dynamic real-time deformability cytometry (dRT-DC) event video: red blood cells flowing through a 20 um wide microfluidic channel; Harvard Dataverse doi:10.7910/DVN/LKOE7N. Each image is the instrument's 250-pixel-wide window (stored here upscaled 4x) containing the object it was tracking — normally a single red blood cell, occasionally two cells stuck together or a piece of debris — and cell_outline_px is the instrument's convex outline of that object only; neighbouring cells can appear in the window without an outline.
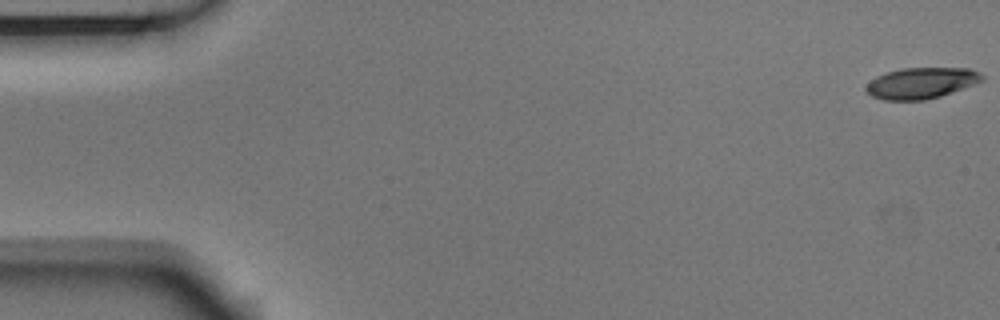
{"species": "Egyptian fruit bat (a non-hibernating species)", "species_latin": "Rousettus aegyptiacus", "temperature_condition": "room temperature", "stored_images_in_passage": 54, "camera_frame_rate_fps": 3000, "um_per_image_px": 0.085, "animal": {"sex": "male"}, "frame": {"image": 1, "passage_image": 1, "time_ms": 0.0, "image_size_px": [1000, 320], "cell_outline_px": [[984, 80], [940, 96], [924, 100], [884, 100], [872, 96], [864, 88], [876, 76], [900, 68], [968, 68], [980, 72], [984, 76]], "centroid_in_image_um": [78.31, 7.05], "position_along_channel_um": 6.7, "area_um2": 20.81}}
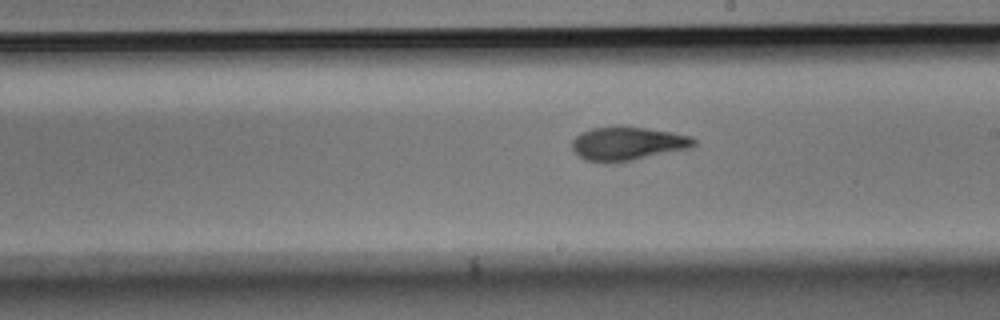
{"frame": {"image": 2, "passage_image": 31, "time_ms": 10.0, "image_size_px": [1000, 320], "cell_outline_px": [[696, 144], [692, 148], [632, 160], [604, 164], [584, 160], [572, 148], [572, 140], [580, 132], [592, 128], [648, 128], [672, 132], [692, 136], [696, 140]], "centroid_in_image_um": [53.36, 12.23], "position_along_channel_um": 235.6, "area_um2": 23.7}}
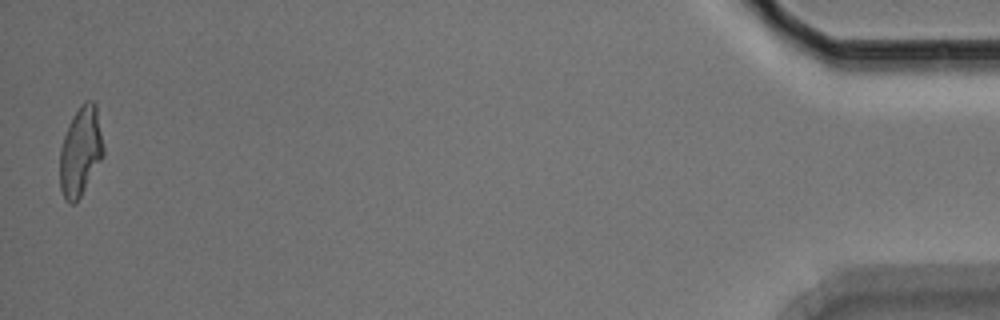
{"frame": {"image": 3, "passage_image": 54, "time_ms": 17.667, "image_size_px": [1000, 320], "cell_outline_px": [[104, 156], [80, 196], [72, 204], [68, 204], [64, 200], [60, 188], [60, 148], [68, 124], [72, 116], [80, 104], [84, 100], [92, 100], [96, 104], [104, 148]], "centroid_in_image_um": [6.84, 12.84], "position_along_channel_um": 428.4, "area_um2": 22.77}, "authors_computed_cell_mechanics": {"area_um2": 22.9466, "velocity_mm_per_s": 3.7229, "shape_relaxation_time_tau1_ms": 4.8391, "shape_relaxation_time_tau2_ms": 2.1187, "deformation_change_tau1": 0.1818, "deformation_change_tau2": 0.1012}}